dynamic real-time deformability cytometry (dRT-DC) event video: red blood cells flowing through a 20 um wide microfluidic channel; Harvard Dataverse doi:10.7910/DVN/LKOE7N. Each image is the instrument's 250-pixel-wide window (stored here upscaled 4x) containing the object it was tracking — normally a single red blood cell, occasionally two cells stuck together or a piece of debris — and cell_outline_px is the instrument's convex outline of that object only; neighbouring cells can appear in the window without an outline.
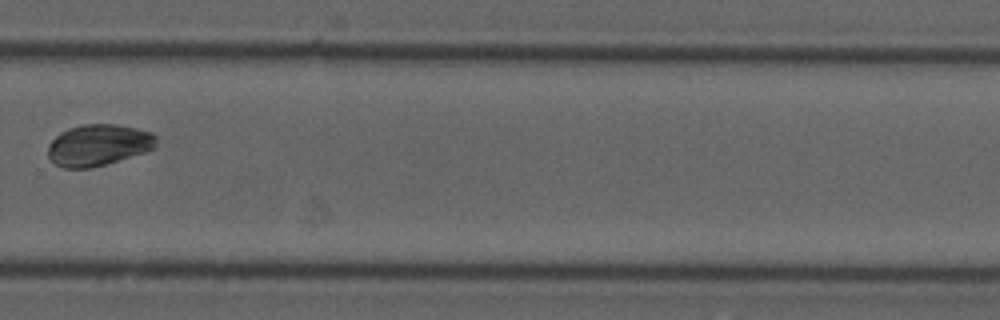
{"species": "common noctule bat (a hibernating species)", "species_latin": "Nyctalus noctula", "temperature_condition": "cold", "stored_images_in_passage": 14, "camera_frame_rate_fps": 3000, "um_per_image_px": 0.085, "animal": {"sex": "male", "forearm_length_mm": 52.5}, "frame": {"image": 1, "passage_image": 10, "time_ms": 12.0, "image_size_px": [1000, 320], "cell_outline_px": [[156, 148], [144, 152], [92, 168], [64, 168], [56, 164], [48, 156], [48, 144], [60, 132], [68, 128], [84, 124], [116, 124], [136, 128], [152, 132], [156, 136]], "centroid_in_image_um": [8.36, 12.32], "position_along_channel_um": 321.4, "area_um2": 26.13}}